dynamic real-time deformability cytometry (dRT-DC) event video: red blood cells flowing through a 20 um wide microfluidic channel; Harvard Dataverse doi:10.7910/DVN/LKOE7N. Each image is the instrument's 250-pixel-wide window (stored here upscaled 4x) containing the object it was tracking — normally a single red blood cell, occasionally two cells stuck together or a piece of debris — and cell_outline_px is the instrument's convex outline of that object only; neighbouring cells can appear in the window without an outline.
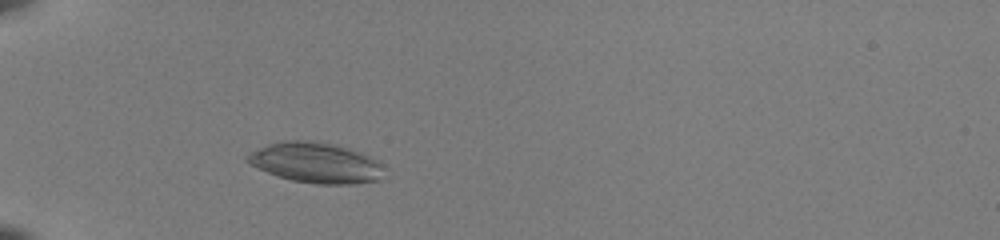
{"species": "common noctule bat (a hibernating species)", "species_latin": "Nyctalus noctula", "temperature_condition": "room temperature", "stored_images_in_passage": 41, "camera_frame_rate_fps": 3000, "um_per_image_px": 0.085, "animal": {"sex": "female", "body_mass_g": 22.0, "forearm_length_mm": 56.7}, "frame": {"image": 1, "passage_image": 7, "time_ms": 2.0, "image_size_px": [1000, 240], "cell_outline_px": [[380, 180], [352, 184], [320, 184], [292, 180], [276, 176], [248, 164], [244, 160], [244, 156], [248, 152], [268, 144], [280, 140], [308, 140], [336, 144], [352, 148], [376, 160]], "centroid_in_image_um": [26.71, 13.81], "position_along_channel_um": 58.3, "area_um2": 32.14}}
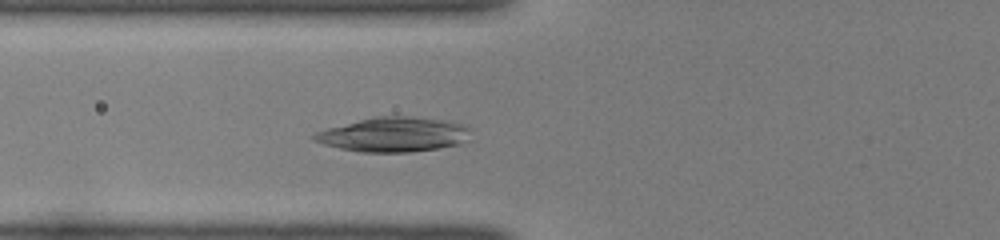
{"frame": {"image": 2, "passage_image": 11, "time_ms": 3.333, "image_size_px": [1000, 240], "cell_outline_px": [[468, 140], [460, 144], [436, 148], [408, 152], [360, 152], [340, 148], [324, 144], [312, 140], [308, 136], [316, 132], [328, 128], [360, 120], [380, 116], [412, 116], [444, 120], [460, 124], [468, 128]], "centroid_in_image_um": [33.42, 11.44], "position_along_channel_um": 92.4, "area_um2": 31.21}}